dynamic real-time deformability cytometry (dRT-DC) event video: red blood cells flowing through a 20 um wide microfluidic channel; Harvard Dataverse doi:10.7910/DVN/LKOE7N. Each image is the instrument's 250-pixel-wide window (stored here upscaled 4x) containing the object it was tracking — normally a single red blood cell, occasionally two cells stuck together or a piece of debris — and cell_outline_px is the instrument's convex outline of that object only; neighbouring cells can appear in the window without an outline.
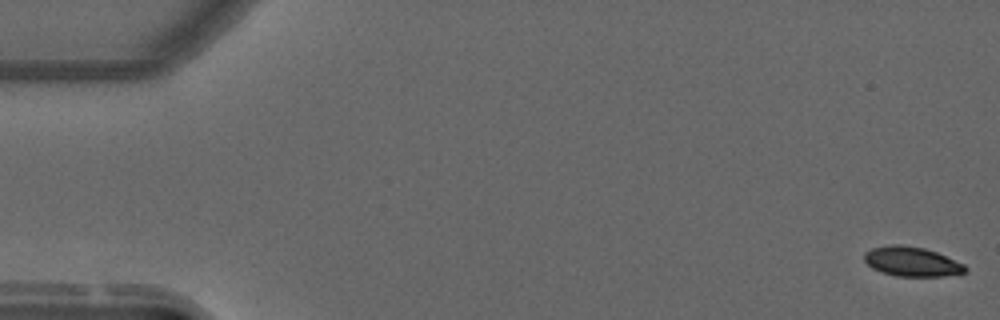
{"species": "common noctule bat (a hibernating species)", "species_latin": "Nyctalus noctula", "temperature_condition": "warm", "stored_images_in_passage": 41, "camera_frame_rate_fps": 3000, "um_per_image_px": 0.085, "animal": {"sex": "male", "forearm_length_mm": 52.5}, "frame": {"image": 1, "passage_image": 1, "time_ms": 0.0, "image_size_px": [1000, 320], "cell_outline_px": [[968, 272], [944, 276], [896, 276], [880, 272], [872, 268], [864, 260], [864, 252], [872, 248], [888, 244], [900, 244], [924, 248], [936, 252], [964, 264], [968, 268]], "centroid_in_image_um": [77.49, 22.23], "position_along_channel_um": 7.5, "area_um2": 17.51}}
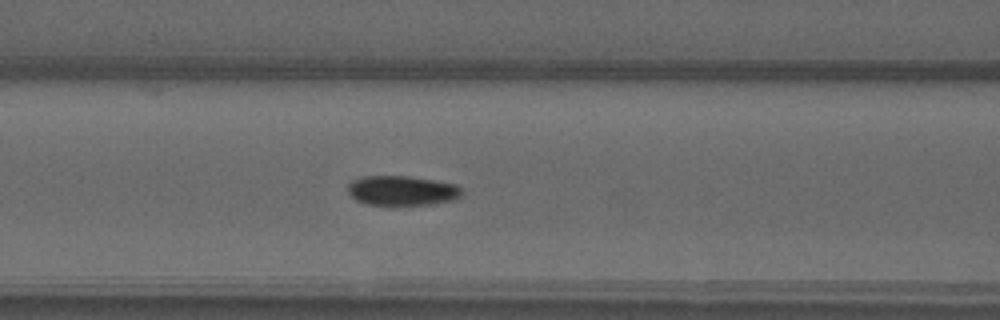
{"frame": {"image": 2, "passage_image": 23, "time_ms": 7.333, "image_size_px": [1000, 320], "cell_outline_px": [[464, 196], [456, 200], [432, 204], [400, 208], [368, 204], [356, 200], [348, 192], [348, 184], [352, 180], [364, 176], [408, 176], [456, 184], [464, 188]], "centroid_in_image_um": [34.24, 16.25], "position_along_channel_um": 132.4, "area_um2": 20.75}}
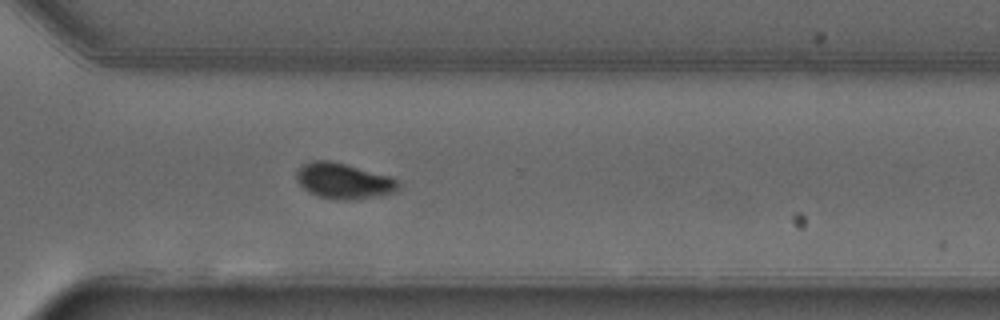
{"frame": {"image": 3, "passage_image": 40, "time_ms": 13.0, "image_size_px": [1000, 320], "cell_outline_px": [[400, 188], [396, 192], [348, 200], [336, 200], [320, 196], [308, 192], [296, 180], [296, 172], [300, 164], [312, 160], [328, 160], [392, 176], [400, 184]], "centroid_in_image_um": [29.18, 15.36], "position_along_channel_um": 341.4, "area_um2": 21.15}}